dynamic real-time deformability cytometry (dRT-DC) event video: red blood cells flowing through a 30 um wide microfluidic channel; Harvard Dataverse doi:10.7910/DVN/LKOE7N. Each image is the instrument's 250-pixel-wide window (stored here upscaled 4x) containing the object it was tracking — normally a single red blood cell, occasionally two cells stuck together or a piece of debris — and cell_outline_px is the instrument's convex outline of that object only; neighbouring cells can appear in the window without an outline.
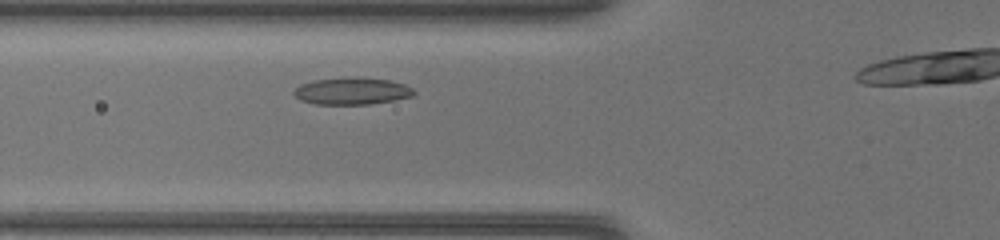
{"species": "common noctule bat (a hibernating species)", "species_latin": "Nyctalus noctula", "temperature_condition": "warm", "stored_images_in_passage": 29, "camera_frame_rate_fps": 3000, "um_per_image_px": 0.085, "animal": {"sex": "female", "body_mass_g": 17.0, "forearm_length_mm": 48.0}, "frame": {"image": 1, "passage_image": 8, "time_ms": 2.333, "image_size_px": [1000, 240], "cell_outline_px": [[416, 92], [412, 96], [396, 100], [368, 104], [316, 104], [300, 100], [292, 92], [300, 84], [312, 80], [388, 80], [404, 84], [412, 88]], "centroid_in_image_um": [29.91, 7.79], "position_along_channel_um": 95.9, "area_um2": 17.92}}
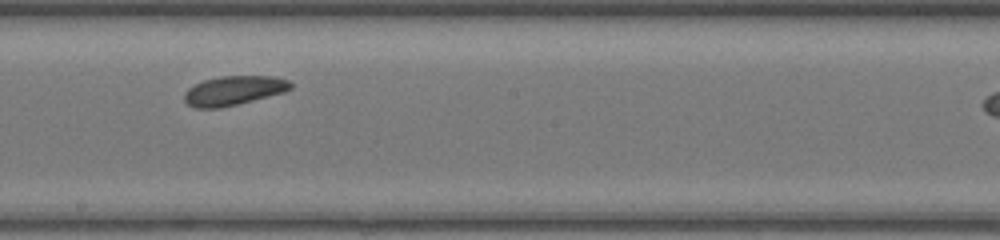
{"frame": {"image": 2, "passage_image": 17, "time_ms": 5.333, "image_size_px": [1000, 240], "cell_outline_px": [[292, 88], [284, 92], [220, 108], [196, 108], [188, 104], [184, 100], [184, 92], [188, 88], [204, 80], [220, 76], [272, 76], [288, 80], [292, 84]], "centroid_in_image_um": [19.85, 7.69], "position_along_channel_um": 228.4, "area_um2": 17.98}}
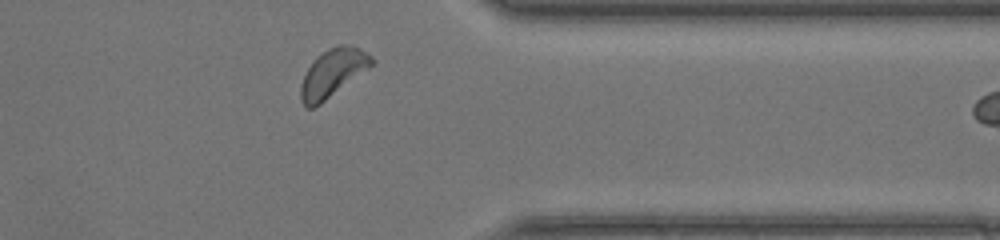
{"frame": {"image": 3, "passage_image": 28, "time_ms": 9.0, "image_size_px": [1000, 240], "cell_outline_px": [[376, 60], [368, 68], [320, 104], [312, 108], [308, 108], [300, 100], [300, 84], [308, 68], [316, 56], [328, 48], [336, 44], [352, 44], [360, 48], [372, 56]], "centroid_in_image_um": [28.28, 6.16], "position_along_channel_um": 383.1, "area_um2": 19.71}}